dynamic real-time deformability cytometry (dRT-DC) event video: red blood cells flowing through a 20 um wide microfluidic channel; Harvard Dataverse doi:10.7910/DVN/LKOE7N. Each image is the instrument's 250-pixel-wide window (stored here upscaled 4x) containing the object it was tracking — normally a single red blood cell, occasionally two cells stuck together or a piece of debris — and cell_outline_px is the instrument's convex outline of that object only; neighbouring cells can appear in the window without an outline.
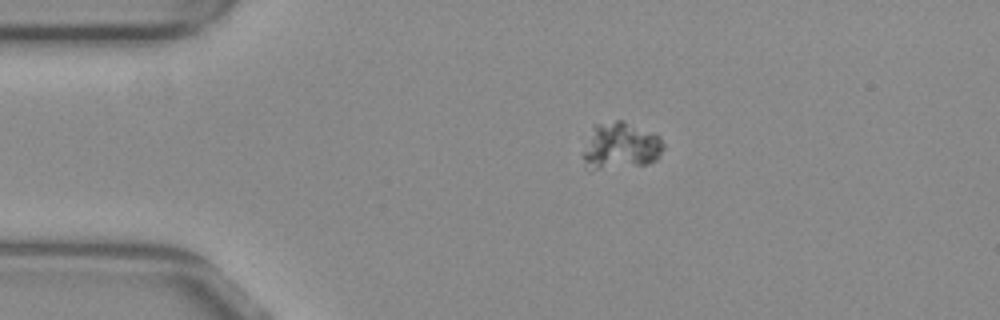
{"species": "common noctule bat (a hibernating species)", "species_latin": "Nyctalus noctula", "temperature_condition": "warm", "stored_images_in_passage": 55, "camera_frame_rate_fps": 3000, "um_per_image_px": 0.085, "animal": {"sex": "female", "body_mass_g": 29.2, "forearm_length_mm": 56.3}, "frame": {"image": 1, "passage_image": 12, "time_ms": 3.667, "image_size_px": [1000, 320], "cell_outline_px": [[664, 148], [656, 160], [648, 164], [588, 172], [584, 160], [584, 152], [592, 124], [616, 120], [624, 120], [660, 136], [664, 144]], "centroid_in_image_um": [52.74, 12.42], "position_along_channel_um": 32.3, "area_um2": 22.48}}
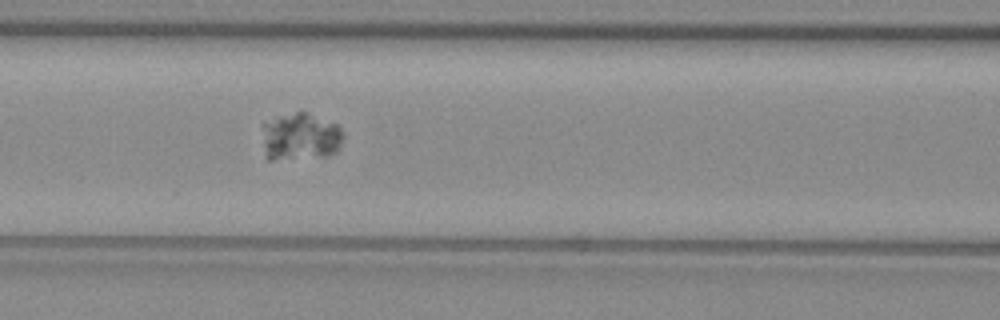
{"frame": {"image": 2, "passage_image": 24, "time_ms": 7.667, "image_size_px": [1000, 320], "cell_outline_px": [[344, 136], [336, 152], [324, 156], [272, 160], [268, 160], [264, 156], [260, 124], [264, 120], [276, 116], [296, 112], [308, 112], [336, 124], [344, 132]], "centroid_in_image_um": [25.45, 11.6], "position_along_channel_um": 141.2, "area_um2": 23.06}}
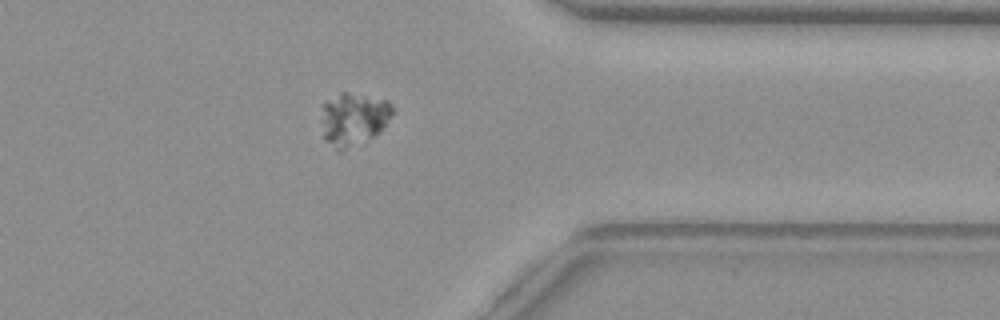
{"frame": {"image": 3, "passage_image": 44, "time_ms": 14.333, "image_size_px": [1000, 320], "cell_outline_px": [[392, 112], [384, 124], [372, 136], [340, 152], [336, 152], [324, 140], [324, 104], [328, 100], [340, 92], [348, 92], [388, 100], [392, 104]], "centroid_in_image_um": [30.03, 10.11], "position_along_channel_um": 381.4, "area_um2": 21.15}}